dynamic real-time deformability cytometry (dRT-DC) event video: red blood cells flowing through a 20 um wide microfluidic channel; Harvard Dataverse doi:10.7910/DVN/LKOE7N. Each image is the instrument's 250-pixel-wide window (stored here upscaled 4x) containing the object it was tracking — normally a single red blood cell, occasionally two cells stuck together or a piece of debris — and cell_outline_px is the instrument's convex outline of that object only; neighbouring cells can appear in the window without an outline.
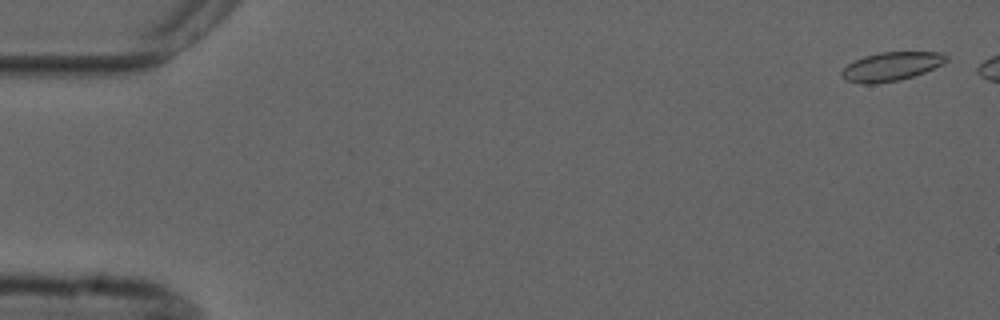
{"species": "common noctule bat (a hibernating species)", "species_latin": "Nyctalus noctula", "temperature_condition": "cold", "stored_images_in_passage": 5, "camera_frame_rate_fps": 3000, "um_per_image_px": 0.085, "animal": {"sex": "male", "forearm_length_mm": 52.5}, "frame": {"image": 1, "passage_image": 1, "time_ms": 0.0, "image_size_px": [1000, 320], "cell_outline_px": [[948, 60], [944, 64], [924, 72], [900, 80], [876, 84], [864, 84], [844, 80], [840, 76], [840, 72], [848, 64], [864, 56], [880, 52], [940, 52], [948, 56]], "centroid_in_image_um": [75.75, 5.66], "position_along_channel_um": 9.3, "area_um2": 17.63}}